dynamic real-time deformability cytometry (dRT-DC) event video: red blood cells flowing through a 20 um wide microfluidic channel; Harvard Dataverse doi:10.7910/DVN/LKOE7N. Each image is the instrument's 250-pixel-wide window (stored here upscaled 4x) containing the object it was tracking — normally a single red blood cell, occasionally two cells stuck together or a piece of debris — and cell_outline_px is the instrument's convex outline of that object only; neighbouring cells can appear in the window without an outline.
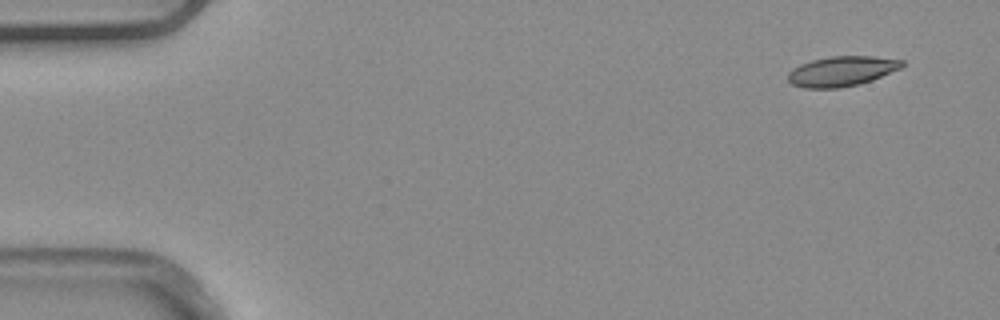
{"species": "common noctule bat (a hibernating species)", "species_latin": "Nyctalus noctula", "temperature_condition": "warm", "stored_images_in_passage": 5, "camera_frame_rate_fps": 3000, "um_per_image_px": 0.085, "animal": {"sex": "male", "body_mass_g": 20.4}, "frame": {"image": 1, "passage_image": 1, "time_ms": 0.0, "image_size_px": [1000, 320], "cell_outline_px": [[904, 64], [900, 68], [872, 80], [860, 84], [840, 88], [804, 88], [792, 84], [788, 80], [788, 72], [792, 68], [800, 64], [812, 60], [828, 56], [872, 56], [904, 60]], "centroid_in_image_um": [71.52, 6.05], "position_along_channel_um": 13.5, "area_um2": 20.0}}
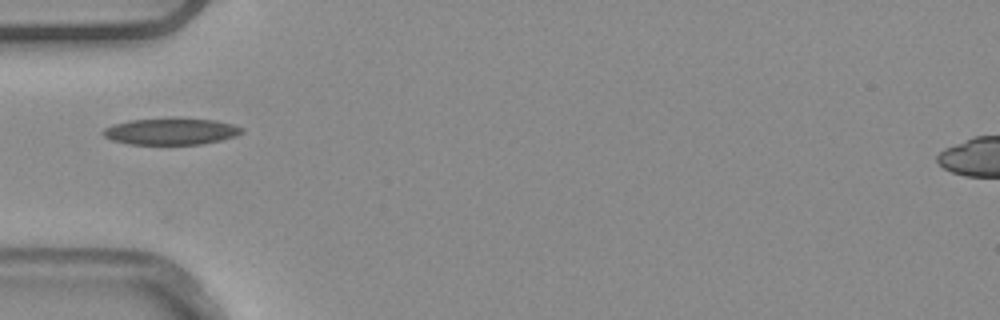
{"frame": {"image": 2, "passage_image": 5, "time_ms": 1.333, "image_size_px": [1000, 320], "cell_outline_px": [[244, 132], [236, 136], [220, 140], [200, 144], [128, 144], [112, 140], [104, 136], [100, 132], [104, 128], [112, 124], [128, 120], [172, 116], [216, 120], [232, 124], [244, 128]], "centroid_in_image_um": [14.51, 11.13], "position_along_channel_um": 70.5, "area_um2": 22.2}}